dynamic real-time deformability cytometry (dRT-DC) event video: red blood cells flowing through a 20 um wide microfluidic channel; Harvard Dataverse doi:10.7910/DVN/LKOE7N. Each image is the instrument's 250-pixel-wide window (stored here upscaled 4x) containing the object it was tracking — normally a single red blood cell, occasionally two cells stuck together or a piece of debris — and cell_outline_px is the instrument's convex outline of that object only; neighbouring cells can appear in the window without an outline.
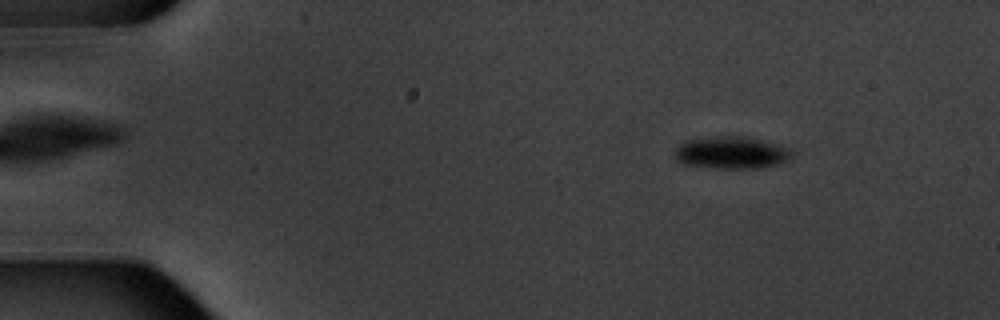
{"species": "common noctule bat (a hibernating species)", "species_latin": "Nyctalus noctula", "temperature_condition": "warm", "stored_images_in_passage": 4, "camera_frame_rate_fps": 3000, "um_per_image_px": 0.085, "animal": {"sex": "male", "body_mass_g": 20.1, "forearm_length_mm": 53.5}, "frame": {"image": 1, "passage_image": 2, "time_ms": 1.333, "image_size_px": [1000, 320], "cell_outline_px": [[796, 152], [788, 160], [780, 164], [756, 168], [716, 168], [684, 164], [676, 160], [676, 148], [680, 144], [688, 140], [716, 136], [744, 136], [780, 144]], "centroid_in_image_um": [62.23, 12.97], "position_along_channel_um": 22.8, "area_um2": 22.08}}